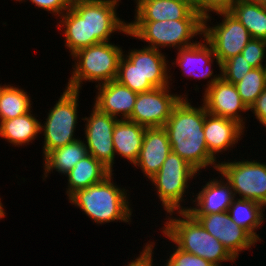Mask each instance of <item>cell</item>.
<instances>
[{"mask_svg": "<svg viewBox=\"0 0 266 266\" xmlns=\"http://www.w3.org/2000/svg\"><path fill=\"white\" fill-rule=\"evenodd\" d=\"M189 101L182 98L164 125L171 151L200 173L208 166L217 171L220 161L209 153L204 137L206 109L203 104L194 107Z\"/></svg>", "mask_w": 266, "mask_h": 266, "instance_id": "cell-1", "label": "cell"}, {"mask_svg": "<svg viewBox=\"0 0 266 266\" xmlns=\"http://www.w3.org/2000/svg\"><path fill=\"white\" fill-rule=\"evenodd\" d=\"M113 174L111 172L95 185L77 190L68 198L71 204L99 225L114 221L130 224L132 208L127 196L129 190L118 187L112 180Z\"/></svg>", "mask_w": 266, "mask_h": 266, "instance_id": "cell-2", "label": "cell"}, {"mask_svg": "<svg viewBox=\"0 0 266 266\" xmlns=\"http://www.w3.org/2000/svg\"><path fill=\"white\" fill-rule=\"evenodd\" d=\"M175 213L179 215L174 217ZM167 215L168 219H165L167 221L161 230L163 235L179 249L197 255L215 266L236 260L228 249L207 232L188 211L170 212Z\"/></svg>", "mask_w": 266, "mask_h": 266, "instance_id": "cell-3", "label": "cell"}, {"mask_svg": "<svg viewBox=\"0 0 266 266\" xmlns=\"http://www.w3.org/2000/svg\"><path fill=\"white\" fill-rule=\"evenodd\" d=\"M127 53L122 54L118 64L116 80L120 84L137 94L172 85L170 64L161 50L144 45L142 49L134 48Z\"/></svg>", "mask_w": 266, "mask_h": 266, "instance_id": "cell-4", "label": "cell"}, {"mask_svg": "<svg viewBox=\"0 0 266 266\" xmlns=\"http://www.w3.org/2000/svg\"><path fill=\"white\" fill-rule=\"evenodd\" d=\"M123 53L125 52L119 45L110 41L80 49L71 56L74 65L65 88L80 91L86 81L101 85L116 80Z\"/></svg>", "mask_w": 266, "mask_h": 266, "instance_id": "cell-5", "label": "cell"}, {"mask_svg": "<svg viewBox=\"0 0 266 266\" xmlns=\"http://www.w3.org/2000/svg\"><path fill=\"white\" fill-rule=\"evenodd\" d=\"M203 21L204 19L132 21L128 23V30L130 37L147 42V47L160 50V47L163 49L168 46L179 50L195 44L197 41L192 38L197 35L203 36Z\"/></svg>", "mask_w": 266, "mask_h": 266, "instance_id": "cell-6", "label": "cell"}, {"mask_svg": "<svg viewBox=\"0 0 266 266\" xmlns=\"http://www.w3.org/2000/svg\"><path fill=\"white\" fill-rule=\"evenodd\" d=\"M197 174L200 173L177 153H169L159 171L150 179L165 212H182L190 209L182 204L183 201L185 203L184 197L190 180L193 177L195 179Z\"/></svg>", "mask_w": 266, "mask_h": 266, "instance_id": "cell-7", "label": "cell"}, {"mask_svg": "<svg viewBox=\"0 0 266 266\" xmlns=\"http://www.w3.org/2000/svg\"><path fill=\"white\" fill-rule=\"evenodd\" d=\"M79 92L66 88L54 107L50 108L45 123H40V134L44 135L43 156L79 139L74 134L79 117Z\"/></svg>", "mask_w": 266, "mask_h": 266, "instance_id": "cell-8", "label": "cell"}, {"mask_svg": "<svg viewBox=\"0 0 266 266\" xmlns=\"http://www.w3.org/2000/svg\"><path fill=\"white\" fill-rule=\"evenodd\" d=\"M121 0H74L71 7L87 20L90 46L109 42L114 32L130 35L128 22L120 19L117 8ZM118 15V16H117Z\"/></svg>", "mask_w": 266, "mask_h": 266, "instance_id": "cell-9", "label": "cell"}, {"mask_svg": "<svg viewBox=\"0 0 266 266\" xmlns=\"http://www.w3.org/2000/svg\"><path fill=\"white\" fill-rule=\"evenodd\" d=\"M246 160V161H244ZM219 162L217 173L230 184L234 196L260 203L266 209V163L247 159Z\"/></svg>", "mask_w": 266, "mask_h": 266, "instance_id": "cell-10", "label": "cell"}, {"mask_svg": "<svg viewBox=\"0 0 266 266\" xmlns=\"http://www.w3.org/2000/svg\"><path fill=\"white\" fill-rule=\"evenodd\" d=\"M217 15L222 21L210 26L203 22V38L212 46L215 56L222 64L233 56L241 54V51L251 40L249 31L230 12H221Z\"/></svg>", "mask_w": 266, "mask_h": 266, "instance_id": "cell-11", "label": "cell"}, {"mask_svg": "<svg viewBox=\"0 0 266 266\" xmlns=\"http://www.w3.org/2000/svg\"><path fill=\"white\" fill-rule=\"evenodd\" d=\"M170 86L138 93L133 112L128 120L145 127H164L173 108L188 94H171Z\"/></svg>", "mask_w": 266, "mask_h": 266, "instance_id": "cell-12", "label": "cell"}, {"mask_svg": "<svg viewBox=\"0 0 266 266\" xmlns=\"http://www.w3.org/2000/svg\"><path fill=\"white\" fill-rule=\"evenodd\" d=\"M85 123V145L88 154L95 157L111 172L115 163V152L113 144V128L119 119L107 113L101 112L97 107H93L89 117L82 118Z\"/></svg>", "mask_w": 266, "mask_h": 266, "instance_id": "cell-13", "label": "cell"}, {"mask_svg": "<svg viewBox=\"0 0 266 266\" xmlns=\"http://www.w3.org/2000/svg\"><path fill=\"white\" fill-rule=\"evenodd\" d=\"M202 227L219 240L237 259L241 252L252 249L257 241L243 228L232 221L227 212L191 214Z\"/></svg>", "mask_w": 266, "mask_h": 266, "instance_id": "cell-14", "label": "cell"}, {"mask_svg": "<svg viewBox=\"0 0 266 266\" xmlns=\"http://www.w3.org/2000/svg\"><path fill=\"white\" fill-rule=\"evenodd\" d=\"M177 51L178 53L176 54V59H174L175 62H172L171 64H177L176 66L181 68L183 73L182 75H186L187 77H194V79L197 77L199 80L211 78L209 81H207V87L205 90L221 78V63L215 56L212 46L206 41L205 38L199 42L197 41L193 45L181 48ZM214 59L216 60L215 62L220 70V74L218 75H213L214 72L212 69V64ZM200 68L202 69L200 70Z\"/></svg>", "mask_w": 266, "mask_h": 266, "instance_id": "cell-15", "label": "cell"}, {"mask_svg": "<svg viewBox=\"0 0 266 266\" xmlns=\"http://www.w3.org/2000/svg\"><path fill=\"white\" fill-rule=\"evenodd\" d=\"M204 91L202 100L207 112L235 120L245 128L247 117H242L243 114L241 115V113L249 111V108L242 101L234 84L225 81L221 77Z\"/></svg>", "mask_w": 266, "mask_h": 266, "instance_id": "cell-16", "label": "cell"}, {"mask_svg": "<svg viewBox=\"0 0 266 266\" xmlns=\"http://www.w3.org/2000/svg\"><path fill=\"white\" fill-rule=\"evenodd\" d=\"M203 130L208 151L217 159L218 153L236 147L235 144L242 139L245 128L235 120L210 114L206 110Z\"/></svg>", "mask_w": 266, "mask_h": 266, "instance_id": "cell-17", "label": "cell"}, {"mask_svg": "<svg viewBox=\"0 0 266 266\" xmlns=\"http://www.w3.org/2000/svg\"><path fill=\"white\" fill-rule=\"evenodd\" d=\"M133 21H163L179 19H203L195 10V2L176 0H134Z\"/></svg>", "mask_w": 266, "mask_h": 266, "instance_id": "cell-18", "label": "cell"}, {"mask_svg": "<svg viewBox=\"0 0 266 266\" xmlns=\"http://www.w3.org/2000/svg\"><path fill=\"white\" fill-rule=\"evenodd\" d=\"M171 152L168 135L164 127H146L142 148L133 167H140L150 180L161 168Z\"/></svg>", "mask_w": 266, "mask_h": 266, "instance_id": "cell-19", "label": "cell"}, {"mask_svg": "<svg viewBox=\"0 0 266 266\" xmlns=\"http://www.w3.org/2000/svg\"><path fill=\"white\" fill-rule=\"evenodd\" d=\"M95 88L98 91L93 106L116 119L120 116L121 120L129 119L135 106L137 93L117 80L96 85Z\"/></svg>", "mask_w": 266, "mask_h": 266, "instance_id": "cell-20", "label": "cell"}, {"mask_svg": "<svg viewBox=\"0 0 266 266\" xmlns=\"http://www.w3.org/2000/svg\"><path fill=\"white\" fill-rule=\"evenodd\" d=\"M195 196L190 199L193 207L190 206V214H212L227 212L235 198L230 184L221 175L220 179H209Z\"/></svg>", "mask_w": 266, "mask_h": 266, "instance_id": "cell-21", "label": "cell"}, {"mask_svg": "<svg viewBox=\"0 0 266 266\" xmlns=\"http://www.w3.org/2000/svg\"><path fill=\"white\" fill-rule=\"evenodd\" d=\"M145 130L143 125L119 119L112 136L115 155H120L134 165L142 148Z\"/></svg>", "mask_w": 266, "mask_h": 266, "instance_id": "cell-22", "label": "cell"}, {"mask_svg": "<svg viewBox=\"0 0 266 266\" xmlns=\"http://www.w3.org/2000/svg\"><path fill=\"white\" fill-rule=\"evenodd\" d=\"M110 173L111 171L95 157L90 154L86 155L65 175L68 181L66 188L67 198L77 190L101 182Z\"/></svg>", "mask_w": 266, "mask_h": 266, "instance_id": "cell-23", "label": "cell"}, {"mask_svg": "<svg viewBox=\"0 0 266 266\" xmlns=\"http://www.w3.org/2000/svg\"><path fill=\"white\" fill-rule=\"evenodd\" d=\"M32 111L0 122V137L20 147L32 143L40 135V121Z\"/></svg>", "mask_w": 266, "mask_h": 266, "instance_id": "cell-24", "label": "cell"}, {"mask_svg": "<svg viewBox=\"0 0 266 266\" xmlns=\"http://www.w3.org/2000/svg\"><path fill=\"white\" fill-rule=\"evenodd\" d=\"M77 139L63 147H59L52 151H49L44 157L43 161V180L51 173L53 170L57 171L61 175H66L69 173L75 164H77L81 159L88 155L87 147L83 141Z\"/></svg>", "mask_w": 266, "mask_h": 266, "instance_id": "cell-25", "label": "cell"}, {"mask_svg": "<svg viewBox=\"0 0 266 266\" xmlns=\"http://www.w3.org/2000/svg\"><path fill=\"white\" fill-rule=\"evenodd\" d=\"M260 203L252 200L234 198L229 206L228 213L232 221L239 227L245 229L257 242H261V238L255 232L264 223L265 208Z\"/></svg>", "mask_w": 266, "mask_h": 266, "instance_id": "cell-26", "label": "cell"}, {"mask_svg": "<svg viewBox=\"0 0 266 266\" xmlns=\"http://www.w3.org/2000/svg\"><path fill=\"white\" fill-rule=\"evenodd\" d=\"M57 28L64 29V45L72 56L80 49L90 46L88 38L87 20L83 19L72 7H70L62 16H60Z\"/></svg>", "mask_w": 266, "mask_h": 266, "instance_id": "cell-27", "label": "cell"}, {"mask_svg": "<svg viewBox=\"0 0 266 266\" xmlns=\"http://www.w3.org/2000/svg\"><path fill=\"white\" fill-rule=\"evenodd\" d=\"M252 38L266 40V7L250 0H239L230 11Z\"/></svg>", "mask_w": 266, "mask_h": 266, "instance_id": "cell-28", "label": "cell"}, {"mask_svg": "<svg viewBox=\"0 0 266 266\" xmlns=\"http://www.w3.org/2000/svg\"><path fill=\"white\" fill-rule=\"evenodd\" d=\"M26 90L5 84L0 90V122L26 114L32 109V100Z\"/></svg>", "mask_w": 266, "mask_h": 266, "instance_id": "cell-29", "label": "cell"}, {"mask_svg": "<svg viewBox=\"0 0 266 266\" xmlns=\"http://www.w3.org/2000/svg\"><path fill=\"white\" fill-rule=\"evenodd\" d=\"M237 92L248 108L266 88L265 68H253L241 81L235 84Z\"/></svg>", "mask_w": 266, "mask_h": 266, "instance_id": "cell-30", "label": "cell"}, {"mask_svg": "<svg viewBox=\"0 0 266 266\" xmlns=\"http://www.w3.org/2000/svg\"><path fill=\"white\" fill-rule=\"evenodd\" d=\"M252 69L253 66L246 61L243 55L238 54L221 64V77L235 85Z\"/></svg>", "mask_w": 266, "mask_h": 266, "instance_id": "cell-31", "label": "cell"}, {"mask_svg": "<svg viewBox=\"0 0 266 266\" xmlns=\"http://www.w3.org/2000/svg\"><path fill=\"white\" fill-rule=\"evenodd\" d=\"M239 0H195V10L204 19L203 22H210L213 13L230 12Z\"/></svg>", "mask_w": 266, "mask_h": 266, "instance_id": "cell-32", "label": "cell"}, {"mask_svg": "<svg viewBox=\"0 0 266 266\" xmlns=\"http://www.w3.org/2000/svg\"><path fill=\"white\" fill-rule=\"evenodd\" d=\"M241 54L253 68L265 67L263 62L266 58V40L251 38Z\"/></svg>", "mask_w": 266, "mask_h": 266, "instance_id": "cell-33", "label": "cell"}, {"mask_svg": "<svg viewBox=\"0 0 266 266\" xmlns=\"http://www.w3.org/2000/svg\"><path fill=\"white\" fill-rule=\"evenodd\" d=\"M175 247L169 256V260L176 266H215L197 255L179 249L176 245Z\"/></svg>", "mask_w": 266, "mask_h": 266, "instance_id": "cell-34", "label": "cell"}, {"mask_svg": "<svg viewBox=\"0 0 266 266\" xmlns=\"http://www.w3.org/2000/svg\"><path fill=\"white\" fill-rule=\"evenodd\" d=\"M20 2H25V0H14ZM27 1V0H26ZM36 7L43 9L44 11H49L54 16H62L65 11L71 7L72 0H29Z\"/></svg>", "mask_w": 266, "mask_h": 266, "instance_id": "cell-35", "label": "cell"}, {"mask_svg": "<svg viewBox=\"0 0 266 266\" xmlns=\"http://www.w3.org/2000/svg\"><path fill=\"white\" fill-rule=\"evenodd\" d=\"M144 246V249L140 252L138 257H136V259L133 258L126 266H153V248L155 247V243L152 241L149 243L147 242Z\"/></svg>", "mask_w": 266, "mask_h": 266, "instance_id": "cell-36", "label": "cell"}, {"mask_svg": "<svg viewBox=\"0 0 266 266\" xmlns=\"http://www.w3.org/2000/svg\"><path fill=\"white\" fill-rule=\"evenodd\" d=\"M249 110L254 114L259 124L266 128V88L250 106Z\"/></svg>", "mask_w": 266, "mask_h": 266, "instance_id": "cell-37", "label": "cell"}, {"mask_svg": "<svg viewBox=\"0 0 266 266\" xmlns=\"http://www.w3.org/2000/svg\"><path fill=\"white\" fill-rule=\"evenodd\" d=\"M3 207L4 206H3L1 198H0V220H2L6 216V213H5V210Z\"/></svg>", "mask_w": 266, "mask_h": 266, "instance_id": "cell-38", "label": "cell"}, {"mask_svg": "<svg viewBox=\"0 0 266 266\" xmlns=\"http://www.w3.org/2000/svg\"><path fill=\"white\" fill-rule=\"evenodd\" d=\"M252 2H256L257 4L266 7V0H250Z\"/></svg>", "mask_w": 266, "mask_h": 266, "instance_id": "cell-39", "label": "cell"}, {"mask_svg": "<svg viewBox=\"0 0 266 266\" xmlns=\"http://www.w3.org/2000/svg\"><path fill=\"white\" fill-rule=\"evenodd\" d=\"M166 264L164 266H176L175 264H173L168 258L166 260Z\"/></svg>", "mask_w": 266, "mask_h": 266, "instance_id": "cell-40", "label": "cell"}, {"mask_svg": "<svg viewBox=\"0 0 266 266\" xmlns=\"http://www.w3.org/2000/svg\"><path fill=\"white\" fill-rule=\"evenodd\" d=\"M176 1H179V2H195V0H176Z\"/></svg>", "mask_w": 266, "mask_h": 266, "instance_id": "cell-41", "label": "cell"}]
</instances>
